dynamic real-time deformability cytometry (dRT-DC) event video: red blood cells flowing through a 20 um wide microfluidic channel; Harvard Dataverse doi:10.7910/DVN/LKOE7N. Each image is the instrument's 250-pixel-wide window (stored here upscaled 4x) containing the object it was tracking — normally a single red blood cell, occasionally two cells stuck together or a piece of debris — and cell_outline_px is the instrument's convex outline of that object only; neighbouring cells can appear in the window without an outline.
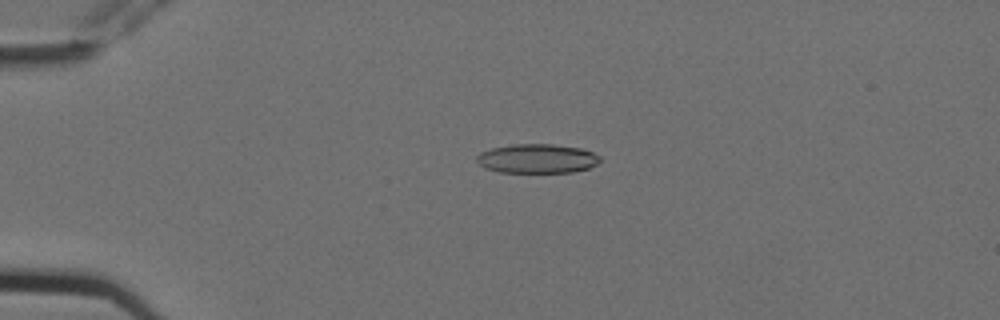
{"species": "Egyptian fruit bat (a non-hibernating species)", "species_latin": "Rousettus aegyptiacus", "temperature_condition": "cold", "stored_images_in_passage": 4, "camera_frame_rate_fps": 3000, "um_per_image_px": 0.085, "animal": {"sex": "female"}, "frame": {"image": 1, "passage_image": 3, "time_ms": 0.667, "image_size_px": [1000, 320], "cell_outline_px": [[600, 160], [596, 164], [588, 168], [572, 172], [500, 172], [484, 168], [476, 160], [476, 156], [480, 152], [492, 148], [512, 144], [552, 144], [580, 148], [592, 152], [600, 156]], "centroid_in_image_um": [45.63, 13.48], "position_along_channel_um": 39.4, "area_um2": 20.92}}